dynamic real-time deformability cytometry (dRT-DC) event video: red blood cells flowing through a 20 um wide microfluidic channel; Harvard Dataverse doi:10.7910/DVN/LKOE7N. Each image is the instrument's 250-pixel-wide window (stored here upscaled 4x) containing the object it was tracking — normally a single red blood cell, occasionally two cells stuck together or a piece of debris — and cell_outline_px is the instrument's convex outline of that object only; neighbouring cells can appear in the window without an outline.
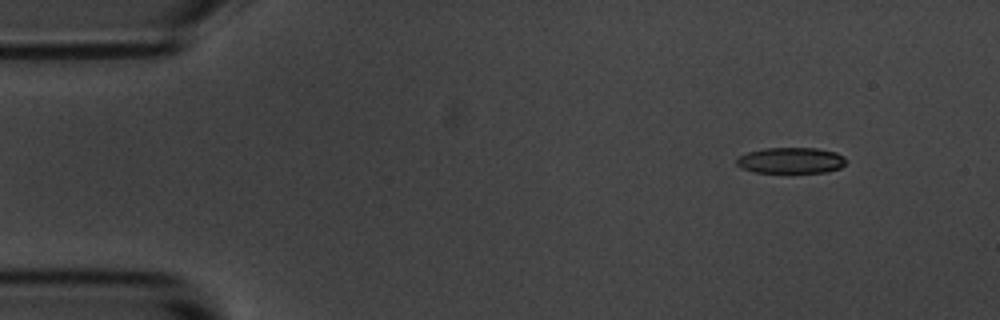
{"species": "common noctule bat (a hibernating species)", "species_latin": "Nyctalus noctula", "temperature_condition": "room temperature", "stored_images_in_passage": 5, "camera_frame_rate_fps": 3000, "um_per_image_px": 0.085, "animal": {"sex": "male", "body_mass_g": 20.1, "forearm_length_mm": 53.5}, "frame": {"image": 1, "passage_image": 1, "time_ms": 0.0, "image_size_px": [1000, 320], "cell_outline_px": [[848, 160], [840, 168], [828, 172], [752, 172], [740, 168], [736, 164], [736, 160], [740, 156], [748, 152], [764, 148], [816, 148], [836, 152], [844, 156]], "centroid_in_image_um": [67.24, 13.64], "position_along_channel_um": 17.8, "area_um2": 16.65}}